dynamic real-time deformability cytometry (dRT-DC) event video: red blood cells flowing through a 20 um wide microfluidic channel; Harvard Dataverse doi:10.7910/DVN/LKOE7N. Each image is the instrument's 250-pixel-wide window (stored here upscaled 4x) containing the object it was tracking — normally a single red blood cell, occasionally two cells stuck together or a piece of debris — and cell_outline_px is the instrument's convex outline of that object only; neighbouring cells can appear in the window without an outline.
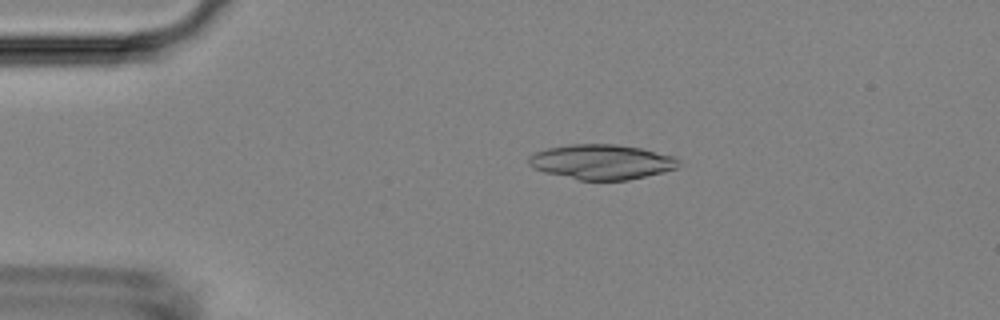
{"species": "Egyptian fruit bat (a non-hibernating species)", "species_latin": "Rousettus aegyptiacus", "temperature_condition": "room temperature", "stored_images_in_passage": 4, "camera_frame_rate_fps": 3000, "um_per_image_px": 0.085, "animal": {"sex": "female"}, "frame": {"image": 1, "passage_image": 3, "time_ms": 0.667, "image_size_px": [1000, 320], "cell_outline_px": [[680, 164], [676, 168], [664, 172], [628, 180], [580, 180], [544, 172], [532, 168], [528, 164], [528, 156], [536, 152], [548, 148], [568, 144], [616, 144], [640, 148], [676, 156], [680, 160]], "centroid_in_image_um": [51.15, 13.76], "position_along_channel_um": 33.9, "area_um2": 30.69}}